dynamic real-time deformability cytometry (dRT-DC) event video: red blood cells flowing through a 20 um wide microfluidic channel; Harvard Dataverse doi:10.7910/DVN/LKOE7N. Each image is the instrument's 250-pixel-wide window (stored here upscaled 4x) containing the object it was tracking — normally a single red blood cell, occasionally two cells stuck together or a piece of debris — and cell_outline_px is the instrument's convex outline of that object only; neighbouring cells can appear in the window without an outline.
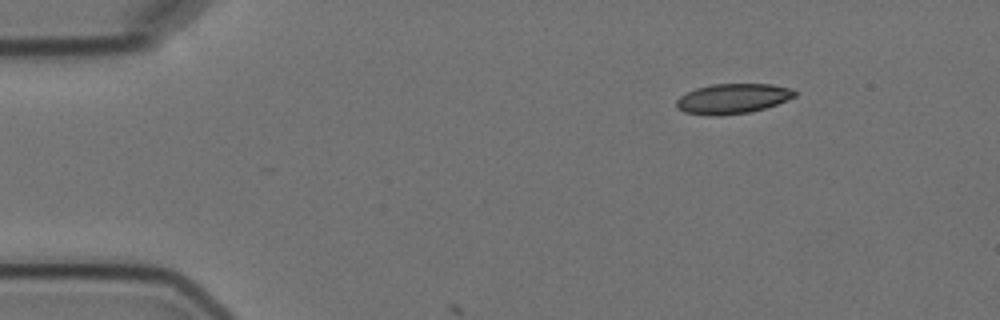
{"species": "Egyptian fruit bat (a non-hibernating species)", "species_latin": "Rousettus aegyptiacus", "temperature_condition": "cold", "stored_images_in_passage": 2, "camera_frame_rate_fps": 3000, "um_per_image_px": 0.085, "animal": {"sex": "female"}, "frame": {"image": 1, "passage_image": 1, "time_ms": 0.0, "image_size_px": [1000, 320], "cell_outline_px": [[796, 96], [776, 104], [752, 112], [720, 116], [712, 116], [684, 112], [676, 108], [676, 100], [680, 96], [696, 88], [712, 84], [772, 84], [792, 88], [796, 92]], "centroid_in_image_um": [62.27, 8.39], "position_along_channel_um": 22.7, "area_um2": 20.81}}